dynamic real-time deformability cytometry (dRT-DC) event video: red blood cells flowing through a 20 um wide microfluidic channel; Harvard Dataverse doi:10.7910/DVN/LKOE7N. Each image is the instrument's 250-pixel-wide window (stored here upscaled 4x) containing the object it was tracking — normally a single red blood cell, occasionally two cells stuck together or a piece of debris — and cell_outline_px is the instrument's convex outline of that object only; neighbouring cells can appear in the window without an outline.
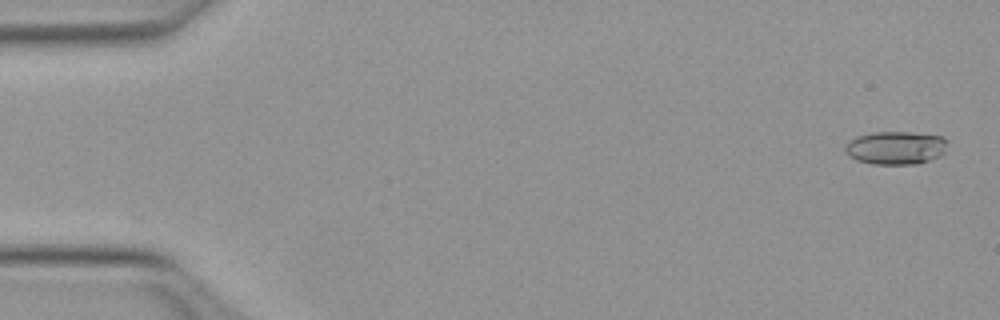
{"species": "Egyptian fruit bat (a non-hibernating species)", "species_latin": "Rousettus aegyptiacus", "temperature_condition": "warm", "stored_images_in_passage": 46, "camera_frame_rate_fps": 3000, "um_per_image_px": 0.085, "animal": {"sex": "female"}, "frame": {"image": 1, "passage_image": 1, "time_ms": 0.0, "image_size_px": [1000, 320], "cell_outline_px": [[948, 140], [944, 152], [940, 156], [916, 164], [872, 164], [856, 160], [844, 148], [852, 140], [860, 136], [876, 132], [912, 132], [944, 136]], "centroid_in_image_um": [76.22, 12.56], "position_along_channel_um": 8.8, "area_um2": 19.54}}
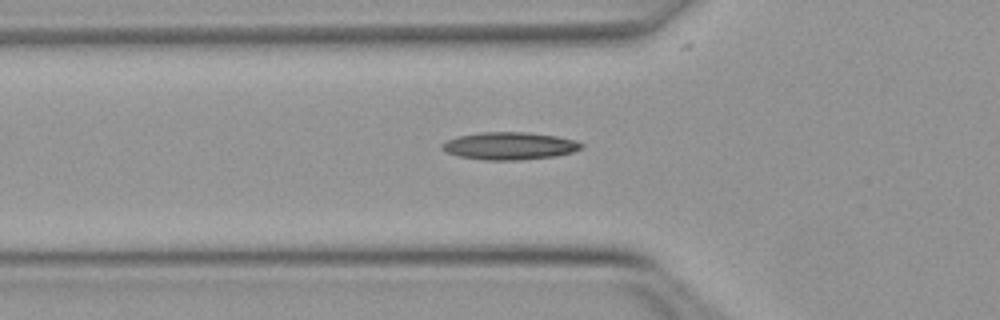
{"frame": {"image": 2, "passage_image": 17, "time_ms": 5.333, "image_size_px": [1000, 320], "cell_outline_px": [[584, 144], [580, 148], [572, 152], [556, 156], [520, 160], [484, 160], [460, 156], [448, 152], [440, 148], [440, 144], [448, 140], [460, 136], [480, 132], [524, 132], [556, 136], [576, 140]], "centroid_in_image_um": [43.32, 12.4], "position_along_channel_um": 82.5, "area_um2": 22.2}}
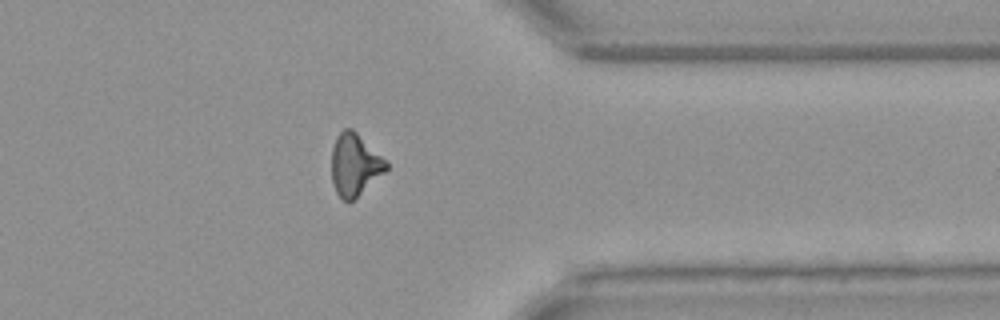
{"frame": {"image": 3, "passage_image": 40, "time_ms": 13.0, "image_size_px": [1000, 320], "cell_outline_px": [[388, 168], [384, 172], [352, 200], [344, 200], [336, 192], [332, 180], [332, 148], [336, 136], [344, 128], [352, 128], [388, 164]], "centroid_in_image_um": [30.11, 13.98], "position_along_channel_um": 381.3, "area_um2": 19.07}}